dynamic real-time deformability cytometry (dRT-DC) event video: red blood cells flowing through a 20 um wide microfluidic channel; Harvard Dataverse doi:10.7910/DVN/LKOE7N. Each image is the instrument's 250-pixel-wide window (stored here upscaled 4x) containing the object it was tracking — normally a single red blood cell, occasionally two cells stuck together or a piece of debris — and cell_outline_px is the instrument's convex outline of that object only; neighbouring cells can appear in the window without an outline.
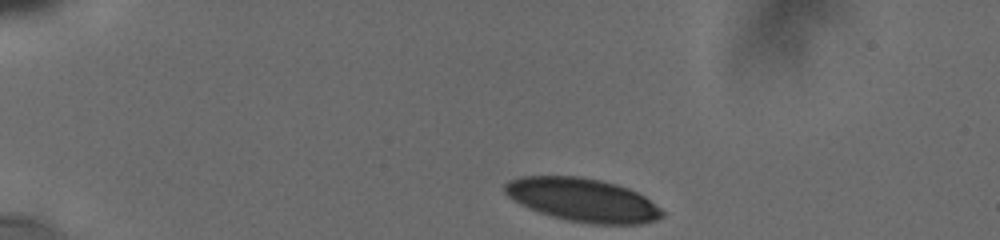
{"species": "human", "species_latin": "Homo sapiens", "temperature_condition": "cold", "stored_images_in_passage": 9, "camera_frame_rate_fps": 3000, "um_per_image_px": 0.085, "donor": {"sex": "male"}, "frame": {"image": 1, "passage_image": 1, "time_ms": 0.0, "image_size_px": [1000, 240], "cell_outline_px": [[664, 216], [656, 220], [640, 224], [592, 224], [568, 220], [552, 216], [528, 208], [512, 200], [504, 192], [504, 184], [508, 180], [520, 176], [580, 176], [600, 180], [616, 184], [628, 188], [644, 196], [660, 208], [664, 212]], "centroid_in_image_um": [49.51, 16.99], "position_along_channel_um": 35.5, "area_um2": 39.82}}